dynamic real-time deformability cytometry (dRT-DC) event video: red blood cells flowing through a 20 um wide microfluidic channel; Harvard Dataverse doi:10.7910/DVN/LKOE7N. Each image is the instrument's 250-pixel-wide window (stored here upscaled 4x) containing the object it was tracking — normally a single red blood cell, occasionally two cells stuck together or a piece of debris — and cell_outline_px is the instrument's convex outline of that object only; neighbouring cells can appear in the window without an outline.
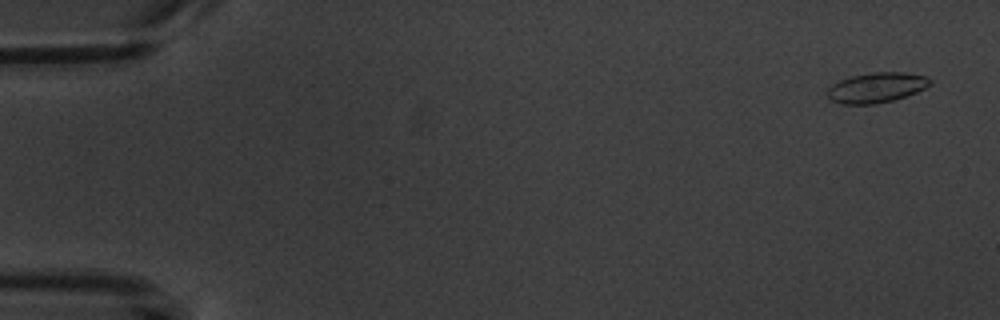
{"species": "common noctule bat (a hibernating species)", "species_latin": "Nyctalus noctula", "temperature_condition": "warm", "stored_images_in_passage": 4, "camera_frame_rate_fps": 3000, "um_per_image_px": 0.085, "animal": {"sex": "male", "body_mass_g": 20.1, "forearm_length_mm": 53.5}, "frame": {"image": 1, "passage_image": 1, "time_ms": 0.0, "image_size_px": [1000, 320], "cell_outline_px": [[932, 84], [916, 92], [892, 100], [876, 104], [844, 104], [832, 100], [828, 96], [828, 88], [832, 84], [840, 80], [852, 76], [872, 72], [904, 72], [928, 76], [932, 80]], "centroid_in_image_um": [74.53, 7.43], "position_along_channel_um": 10.5, "area_um2": 17.92}}